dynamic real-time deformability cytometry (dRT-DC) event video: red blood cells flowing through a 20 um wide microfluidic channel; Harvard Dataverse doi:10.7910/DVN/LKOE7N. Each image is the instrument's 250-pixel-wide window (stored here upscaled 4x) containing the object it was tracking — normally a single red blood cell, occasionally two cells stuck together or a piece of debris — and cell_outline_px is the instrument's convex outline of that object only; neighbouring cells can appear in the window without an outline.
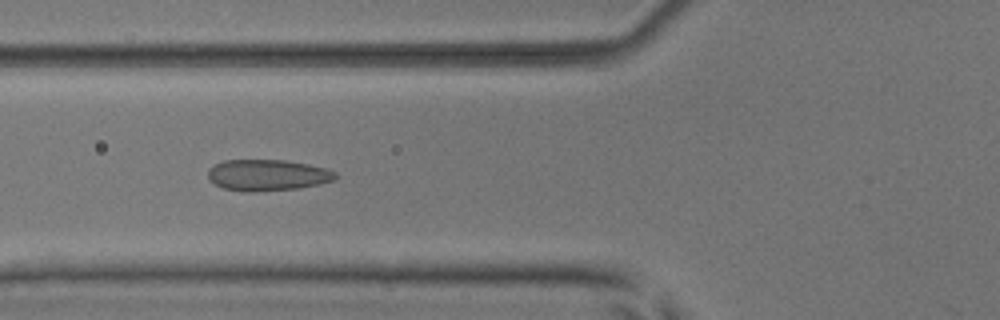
{"species": "common noctule bat (a hibernating species)", "species_latin": "Nyctalus noctula", "temperature_condition": "room temperature", "stored_images_in_passage": 50, "camera_frame_rate_fps": 3000, "um_per_image_px": 0.085, "animal": {"sex": "male", "body_mass_g": 17.9, "forearm_length_mm": 54.2}, "frame": {"image": 1, "passage_image": 19, "time_ms": 6.0, "image_size_px": [1000, 320], "cell_outline_px": [[336, 180], [320, 184], [300, 188], [256, 192], [244, 192], [224, 188], [208, 180], [208, 168], [224, 160], [284, 160], [308, 164], [324, 168], [336, 172]], "centroid_in_image_um": [22.73, 14.89], "position_along_channel_um": 103.1, "area_um2": 23.35}}
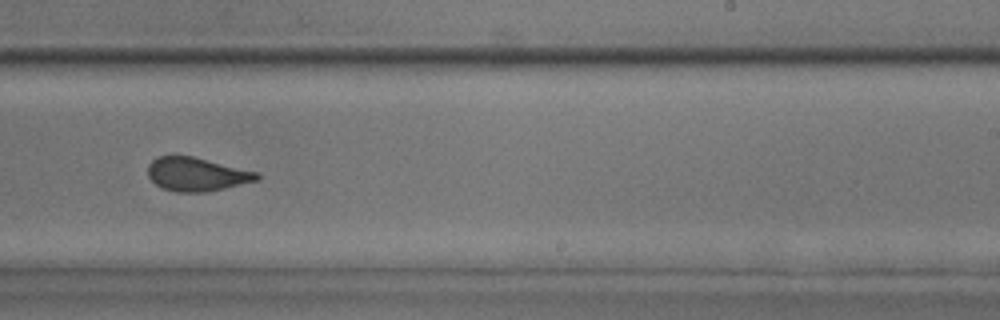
{"frame": {"image": 2, "passage_image": 32, "time_ms": 10.333, "image_size_px": [1000, 320], "cell_outline_px": [[260, 180], [208, 192], [176, 192], [164, 188], [156, 184], [148, 176], [148, 164], [156, 156], [192, 156], [260, 172]], "centroid_in_image_um": [16.76, 14.81], "position_along_channel_um": 272.2, "area_um2": 21.5}}
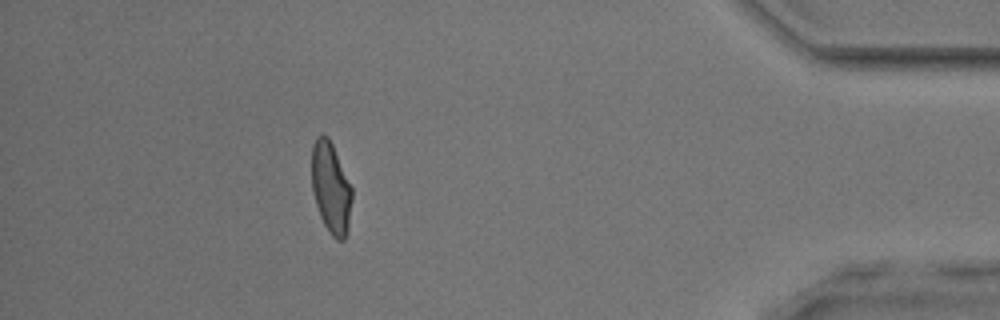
{"frame": {"image": 3, "passage_image": 46, "time_ms": 15.0, "image_size_px": [1000, 320], "cell_outline_px": [[352, 200], [348, 228], [344, 240], [336, 240], [332, 236], [324, 224], [320, 216], [316, 204], [312, 188], [312, 144], [316, 136], [320, 132], [324, 132], [328, 136], [332, 144], [352, 188]], "centroid_in_image_um": [28.12, 15.93], "position_along_channel_um": 407.1, "area_um2": 21.44}, "authors_computed_cell_mechanics": {"area_um2": 22.4842, "velocity_mm_per_s": 3.9167, "shape_relaxation_time_tau1_ms": 4.9553, "shape_relaxation_time_tau2_ms": 0.9191, "deformation_change_tau1": 0.1402, "deformation_change_tau2": 0.0867}}